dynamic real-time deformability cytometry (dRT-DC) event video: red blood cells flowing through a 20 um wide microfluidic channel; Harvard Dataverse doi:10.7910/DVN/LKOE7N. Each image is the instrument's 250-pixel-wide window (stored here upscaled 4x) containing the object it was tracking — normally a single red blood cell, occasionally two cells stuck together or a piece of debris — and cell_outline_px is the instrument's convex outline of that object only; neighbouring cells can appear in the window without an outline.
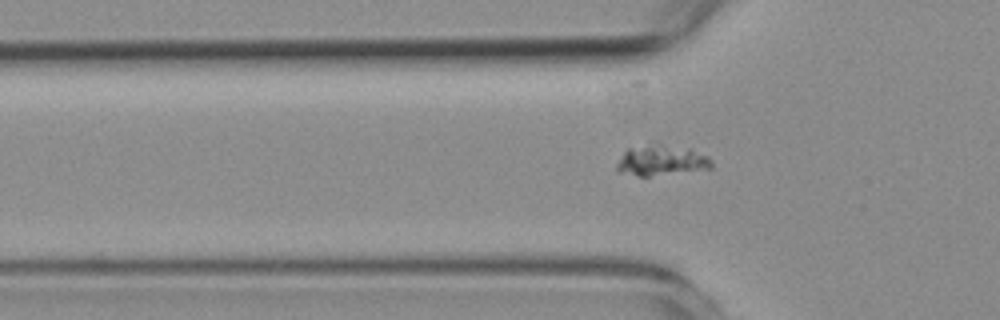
{"species": "common noctule bat (a hibernating species)", "species_latin": "Nyctalus noctula", "temperature_condition": "room temperature", "stored_images_in_passage": 49, "camera_frame_rate_fps": 3000, "um_per_image_px": 0.085, "animal": {"sex": "female", "body_mass_g": 19.3, "forearm_length_mm": 54.1}, "frame": {"image": 1, "passage_image": 18, "time_ms": 5.667, "image_size_px": [1000, 320], "cell_outline_px": [[712, 168], [648, 176], [636, 176], [616, 172], [616, 164], [624, 152], [628, 148], [660, 144], [692, 148], [708, 156], [712, 160]], "centroid_in_image_um": [56.22, 13.64], "position_along_channel_um": 69.6, "area_um2": 16.82}}
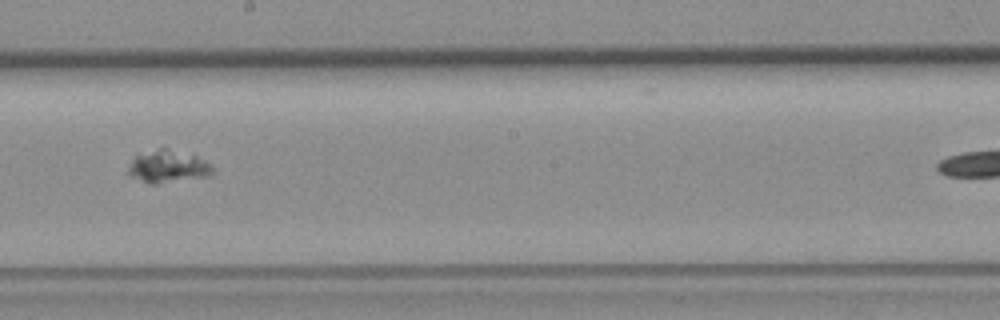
{"frame": {"image": 2, "passage_image": 32, "time_ms": 10.333, "image_size_px": [1000, 320], "cell_outline_px": [[212, 172], [208, 176], [156, 184], [148, 184], [128, 176], [128, 168], [132, 160], [136, 156], [160, 148], [164, 148], [196, 156], [208, 164], [212, 168]], "centroid_in_image_um": [14.21, 14.19], "position_along_channel_um": 234.0, "area_um2": 15.55}}
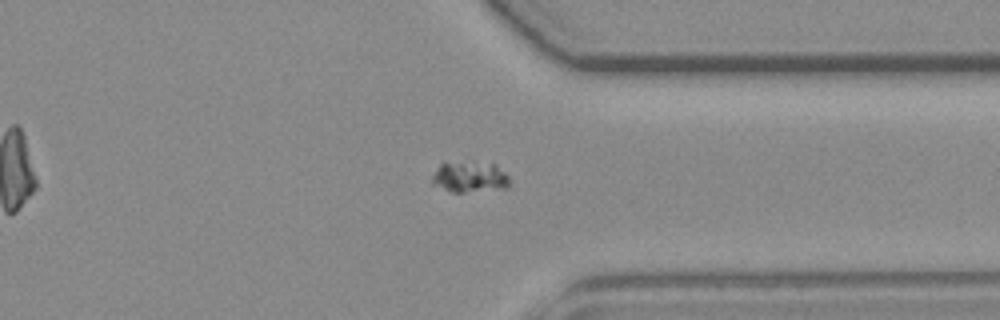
{"frame": {"image": 3, "passage_image": 44, "time_ms": 14.333, "image_size_px": [1000, 320], "cell_outline_px": [[508, 188], [464, 192], [448, 192], [432, 184], [432, 176], [440, 164], [444, 160], [496, 164], [508, 176]], "centroid_in_image_um": [39.87, 15.03], "position_along_channel_um": 371.5, "area_um2": 14.22}}